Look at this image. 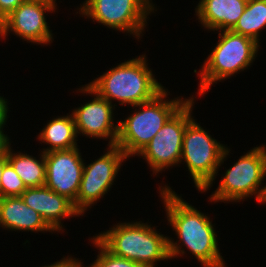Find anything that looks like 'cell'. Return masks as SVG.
<instances>
[{
    "instance_id": "obj_1",
    "label": "cell",
    "mask_w": 266,
    "mask_h": 267,
    "mask_svg": "<svg viewBox=\"0 0 266 267\" xmlns=\"http://www.w3.org/2000/svg\"><path fill=\"white\" fill-rule=\"evenodd\" d=\"M167 220L189 251L203 267H226L220 255L217 234L209 217L189 205L169 186L159 187Z\"/></svg>"
},
{
    "instance_id": "obj_2",
    "label": "cell",
    "mask_w": 266,
    "mask_h": 267,
    "mask_svg": "<svg viewBox=\"0 0 266 267\" xmlns=\"http://www.w3.org/2000/svg\"><path fill=\"white\" fill-rule=\"evenodd\" d=\"M95 238L113 255L134 261L142 267H155L157 261L185 254L180 243L164 237L148 223H118Z\"/></svg>"
},
{
    "instance_id": "obj_3",
    "label": "cell",
    "mask_w": 266,
    "mask_h": 267,
    "mask_svg": "<svg viewBox=\"0 0 266 267\" xmlns=\"http://www.w3.org/2000/svg\"><path fill=\"white\" fill-rule=\"evenodd\" d=\"M146 56L122 62L87 84L100 97L112 104L135 106L153 99L164 87L149 70Z\"/></svg>"
},
{
    "instance_id": "obj_4",
    "label": "cell",
    "mask_w": 266,
    "mask_h": 267,
    "mask_svg": "<svg viewBox=\"0 0 266 267\" xmlns=\"http://www.w3.org/2000/svg\"><path fill=\"white\" fill-rule=\"evenodd\" d=\"M164 88L153 99L135 105L140 110L118 122V136L115 145L129 158L137 155L157 134L162 126L189 100L167 97ZM142 108V109H141Z\"/></svg>"
},
{
    "instance_id": "obj_5",
    "label": "cell",
    "mask_w": 266,
    "mask_h": 267,
    "mask_svg": "<svg viewBox=\"0 0 266 267\" xmlns=\"http://www.w3.org/2000/svg\"><path fill=\"white\" fill-rule=\"evenodd\" d=\"M219 41L202 65L198 95H203L213 83L229 78L251 66L259 43L231 30L220 31Z\"/></svg>"
},
{
    "instance_id": "obj_6",
    "label": "cell",
    "mask_w": 266,
    "mask_h": 267,
    "mask_svg": "<svg viewBox=\"0 0 266 267\" xmlns=\"http://www.w3.org/2000/svg\"><path fill=\"white\" fill-rule=\"evenodd\" d=\"M228 148L213 139L193 119L183 135L181 162H186L190 176L199 191L205 192L212 185L218 168L224 163Z\"/></svg>"
},
{
    "instance_id": "obj_7",
    "label": "cell",
    "mask_w": 266,
    "mask_h": 267,
    "mask_svg": "<svg viewBox=\"0 0 266 267\" xmlns=\"http://www.w3.org/2000/svg\"><path fill=\"white\" fill-rule=\"evenodd\" d=\"M266 176V147H255L242 155L238 161L225 172L218 188L211 195L214 202L237 201L256 196L261 204L266 203V185L259 187Z\"/></svg>"
},
{
    "instance_id": "obj_8",
    "label": "cell",
    "mask_w": 266,
    "mask_h": 267,
    "mask_svg": "<svg viewBox=\"0 0 266 267\" xmlns=\"http://www.w3.org/2000/svg\"><path fill=\"white\" fill-rule=\"evenodd\" d=\"M193 103L194 98H189L137 154L145 158L153 174L181 163L183 135L186 126L193 120Z\"/></svg>"
},
{
    "instance_id": "obj_9",
    "label": "cell",
    "mask_w": 266,
    "mask_h": 267,
    "mask_svg": "<svg viewBox=\"0 0 266 267\" xmlns=\"http://www.w3.org/2000/svg\"><path fill=\"white\" fill-rule=\"evenodd\" d=\"M150 0H86L79 13L92 18L108 28L140 38L147 23V16L154 12Z\"/></svg>"
},
{
    "instance_id": "obj_10",
    "label": "cell",
    "mask_w": 266,
    "mask_h": 267,
    "mask_svg": "<svg viewBox=\"0 0 266 267\" xmlns=\"http://www.w3.org/2000/svg\"><path fill=\"white\" fill-rule=\"evenodd\" d=\"M108 150L95 162L86 166L84 163L79 192L73 203L82 216L85 210L109 191L122 162L128 158L116 145L109 146Z\"/></svg>"
},
{
    "instance_id": "obj_11",
    "label": "cell",
    "mask_w": 266,
    "mask_h": 267,
    "mask_svg": "<svg viewBox=\"0 0 266 267\" xmlns=\"http://www.w3.org/2000/svg\"><path fill=\"white\" fill-rule=\"evenodd\" d=\"M56 6L55 1H23L6 17L4 26L0 31V37L5 39L8 32L11 31L28 42L38 44L52 42V31L46 22L45 12H54Z\"/></svg>"
},
{
    "instance_id": "obj_12",
    "label": "cell",
    "mask_w": 266,
    "mask_h": 267,
    "mask_svg": "<svg viewBox=\"0 0 266 267\" xmlns=\"http://www.w3.org/2000/svg\"><path fill=\"white\" fill-rule=\"evenodd\" d=\"M79 148L45 153V186L73 203L77 199L84 161Z\"/></svg>"
},
{
    "instance_id": "obj_13",
    "label": "cell",
    "mask_w": 266,
    "mask_h": 267,
    "mask_svg": "<svg viewBox=\"0 0 266 267\" xmlns=\"http://www.w3.org/2000/svg\"><path fill=\"white\" fill-rule=\"evenodd\" d=\"M80 92L93 94L95 97L91 102L72 112L77 134L82 133L89 138H108V146H114L118 136V124L114 126L113 123V105L100 97L87 84L80 89Z\"/></svg>"
},
{
    "instance_id": "obj_14",
    "label": "cell",
    "mask_w": 266,
    "mask_h": 267,
    "mask_svg": "<svg viewBox=\"0 0 266 267\" xmlns=\"http://www.w3.org/2000/svg\"><path fill=\"white\" fill-rule=\"evenodd\" d=\"M20 197L27 206L38 212L55 232L63 229L62 218L81 215L71 200L46 186L27 188Z\"/></svg>"
},
{
    "instance_id": "obj_15",
    "label": "cell",
    "mask_w": 266,
    "mask_h": 267,
    "mask_svg": "<svg viewBox=\"0 0 266 267\" xmlns=\"http://www.w3.org/2000/svg\"><path fill=\"white\" fill-rule=\"evenodd\" d=\"M246 4L244 0H201L195 12L202 26L208 30H231Z\"/></svg>"
},
{
    "instance_id": "obj_16",
    "label": "cell",
    "mask_w": 266,
    "mask_h": 267,
    "mask_svg": "<svg viewBox=\"0 0 266 267\" xmlns=\"http://www.w3.org/2000/svg\"><path fill=\"white\" fill-rule=\"evenodd\" d=\"M0 226L14 231H54L20 196L0 199Z\"/></svg>"
},
{
    "instance_id": "obj_17",
    "label": "cell",
    "mask_w": 266,
    "mask_h": 267,
    "mask_svg": "<svg viewBox=\"0 0 266 267\" xmlns=\"http://www.w3.org/2000/svg\"><path fill=\"white\" fill-rule=\"evenodd\" d=\"M77 130L72 114L56 117L44 127L38 135L42 143L50 144L42 152L48 153L56 150H67L78 147L76 141Z\"/></svg>"
},
{
    "instance_id": "obj_18",
    "label": "cell",
    "mask_w": 266,
    "mask_h": 267,
    "mask_svg": "<svg viewBox=\"0 0 266 267\" xmlns=\"http://www.w3.org/2000/svg\"><path fill=\"white\" fill-rule=\"evenodd\" d=\"M9 147L7 160L12 165L16 174L21 178L27 188L45 186V153L42 152L40 159L27 153H12Z\"/></svg>"
},
{
    "instance_id": "obj_19",
    "label": "cell",
    "mask_w": 266,
    "mask_h": 267,
    "mask_svg": "<svg viewBox=\"0 0 266 267\" xmlns=\"http://www.w3.org/2000/svg\"><path fill=\"white\" fill-rule=\"evenodd\" d=\"M266 26V0H249L232 32L252 38L259 43V33Z\"/></svg>"
},
{
    "instance_id": "obj_20",
    "label": "cell",
    "mask_w": 266,
    "mask_h": 267,
    "mask_svg": "<svg viewBox=\"0 0 266 267\" xmlns=\"http://www.w3.org/2000/svg\"><path fill=\"white\" fill-rule=\"evenodd\" d=\"M26 189L24 182L16 174L12 165L7 162L1 178V198L20 196Z\"/></svg>"
},
{
    "instance_id": "obj_21",
    "label": "cell",
    "mask_w": 266,
    "mask_h": 267,
    "mask_svg": "<svg viewBox=\"0 0 266 267\" xmlns=\"http://www.w3.org/2000/svg\"><path fill=\"white\" fill-rule=\"evenodd\" d=\"M91 239L94 246L99 248L100 253L90 267H142L134 261L113 255L95 237Z\"/></svg>"
},
{
    "instance_id": "obj_22",
    "label": "cell",
    "mask_w": 266,
    "mask_h": 267,
    "mask_svg": "<svg viewBox=\"0 0 266 267\" xmlns=\"http://www.w3.org/2000/svg\"><path fill=\"white\" fill-rule=\"evenodd\" d=\"M25 0H0V12L7 17Z\"/></svg>"
},
{
    "instance_id": "obj_23",
    "label": "cell",
    "mask_w": 266,
    "mask_h": 267,
    "mask_svg": "<svg viewBox=\"0 0 266 267\" xmlns=\"http://www.w3.org/2000/svg\"><path fill=\"white\" fill-rule=\"evenodd\" d=\"M82 262L76 260L73 257H66L62 258V260L57 261L51 265L48 266H42V267H82Z\"/></svg>"
},
{
    "instance_id": "obj_24",
    "label": "cell",
    "mask_w": 266,
    "mask_h": 267,
    "mask_svg": "<svg viewBox=\"0 0 266 267\" xmlns=\"http://www.w3.org/2000/svg\"><path fill=\"white\" fill-rule=\"evenodd\" d=\"M4 127H0V157L7 154V151L10 147L9 137L3 132Z\"/></svg>"
},
{
    "instance_id": "obj_25",
    "label": "cell",
    "mask_w": 266,
    "mask_h": 267,
    "mask_svg": "<svg viewBox=\"0 0 266 267\" xmlns=\"http://www.w3.org/2000/svg\"><path fill=\"white\" fill-rule=\"evenodd\" d=\"M7 101L5 98L0 96V127H4L6 124L7 120V113H8V105Z\"/></svg>"
},
{
    "instance_id": "obj_26",
    "label": "cell",
    "mask_w": 266,
    "mask_h": 267,
    "mask_svg": "<svg viewBox=\"0 0 266 267\" xmlns=\"http://www.w3.org/2000/svg\"><path fill=\"white\" fill-rule=\"evenodd\" d=\"M8 162L7 154L0 157V199H1V178L5 164Z\"/></svg>"
},
{
    "instance_id": "obj_27",
    "label": "cell",
    "mask_w": 266,
    "mask_h": 267,
    "mask_svg": "<svg viewBox=\"0 0 266 267\" xmlns=\"http://www.w3.org/2000/svg\"><path fill=\"white\" fill-rule=\"evenodd\" d=\"M6 17L0 12V31L2 30Z\"/></svg>"
},
{
    "instance_id": "obj_28",
    "label": "cell",
    "mask_w": 266,
    "mask_h": 267,
    "mask_svg": "<svg viewBox=\"0 0 266 267\" xmlns=\"http://www.w3.org/2000/svg\"><path fill=\"white\" fill-rule=\"evenodd\" d=\"M37 1H56V0H37Z\"/></svg>"
}]
</instances>
